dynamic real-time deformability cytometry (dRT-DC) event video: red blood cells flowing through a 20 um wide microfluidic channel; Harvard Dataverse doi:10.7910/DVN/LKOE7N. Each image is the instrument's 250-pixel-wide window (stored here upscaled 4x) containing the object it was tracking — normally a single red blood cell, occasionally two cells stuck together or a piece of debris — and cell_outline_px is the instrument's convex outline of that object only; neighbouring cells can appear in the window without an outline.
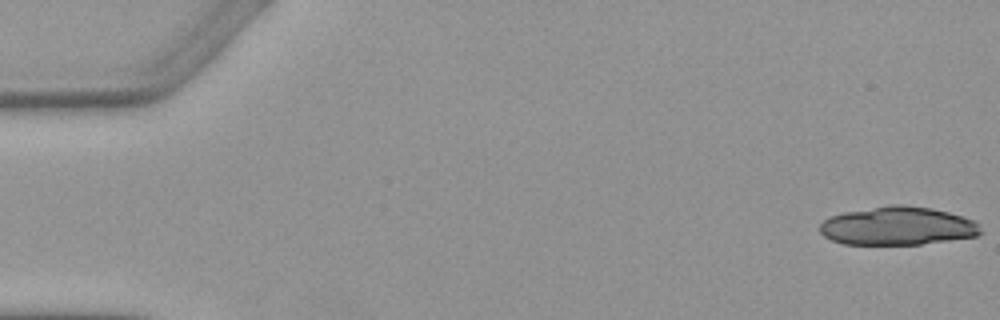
{"species": "Egyptian fruit bat (a non-hibernating species)", "species_latin": "Rousettus aegyptiacus", "temperature_condition": "warm", "stored_images_in_passage": 7, "camera_frame_rate_fps": 3000, "um_per_image_px": 0.085, "animal": {"sex": "female"}, "frame": {"image": 1, "passage_image": 1, "time_ms": 0.0, "image_size_px": [1000, 320], "cell_outline_px": [[984, 232], [976, 236], [920, 244], [844, 244], [832, 240], [824, 236], [820, 232], [820, 224], [824, 220], [832, 216], [844, 212], [892, 204], [904, 204], [932, 208], [948, 212], [976, 220], [980, 224]], "centroid_in_image_um": [76.34, 19.2], "position_along_channel_um": 8.7, "area_um2": 36.07}}